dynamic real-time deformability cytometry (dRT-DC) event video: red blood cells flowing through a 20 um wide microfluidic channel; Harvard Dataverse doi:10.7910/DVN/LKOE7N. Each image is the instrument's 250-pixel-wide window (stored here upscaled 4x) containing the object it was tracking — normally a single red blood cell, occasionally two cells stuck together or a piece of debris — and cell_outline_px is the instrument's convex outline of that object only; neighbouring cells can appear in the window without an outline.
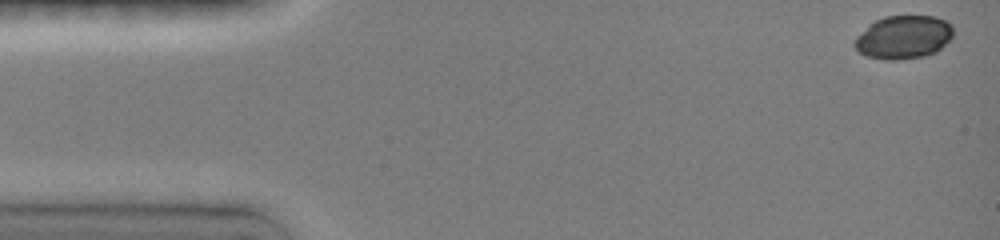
{"species": "common noctule bat (a hibernating species)", "species_latin": "Nyctalus noctula", "temperature_condition": "room temperature", "stored_images_in_passage": 8, "camera_frame_rate_fps": 3000, "um_per_image_px": 0.085, "animal": {"sex": "female", "body_mass_g": 19.0, "forearm_length_mm": 51.5}, "frame": {"image": 1, "passage_image": 1, "time_ms": 0.0, "image_size_px": [1000, 240], "cell_outline_px": [[952, 36], [936, 52], [924, 56], [900, 60], [884, 60], [864, 56], [852, 44], [852, 40], [856, 36], [876, 20], [884, 16], [932, 16], [944, 20], [952, 24]], "centroid_in_image_um": [76.76, 3.17], "position_along_channel_um": 8.2, "area_um2": 24.91}}
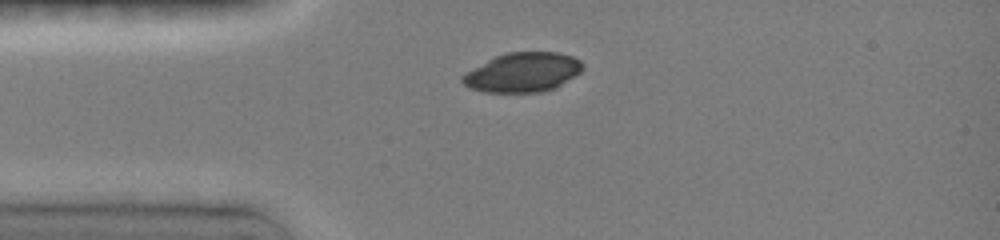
{"frame": {"image": 2, "passage_image": 7, "time_ms": 3.333, "image_size_px": [1000, 240], "cell_outline_px": [[584, 68], [580, 72], [556, 88], [544, 92], [484, 92], [472, 88], [464, 84], [460, 80], [468, 72], [488, 60], [496, 56], [508, 52], [556, 52], [572, 56], [580, 60]], "centroid_in_image_um": [44.48, 6.15], "position_along_channel_um": 40.5, "area_um2": 27.28}}